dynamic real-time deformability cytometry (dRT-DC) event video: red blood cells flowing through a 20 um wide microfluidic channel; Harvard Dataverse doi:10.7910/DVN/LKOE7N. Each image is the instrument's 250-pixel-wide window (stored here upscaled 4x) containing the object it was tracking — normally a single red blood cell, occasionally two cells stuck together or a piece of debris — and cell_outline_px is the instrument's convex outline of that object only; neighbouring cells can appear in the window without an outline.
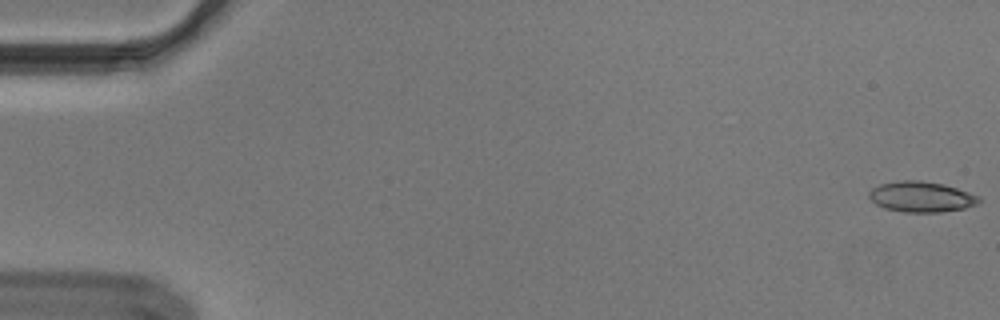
{"species": "Egyptian fruit bat (a non-hibernating species)", "species_latin": "Rousettus aegyptiacus", "temperature_condition": "cold", "stored_images_in_passage": 55, "segment_of_instrument_passage": [1, 2], "camera_frame_rate_fps": 3000, "um_per_image_px": 0.085, "animal": {"sex": "male"}, "frame": {"image": 1, "passage_image": 1, "time_ms": 0.0, "image_size_px": [1000, 320], "cell_outline_px": [[980, 200], [976, 204], [964, 208], [940, 212], [904, 212], [884, 208], [876, 204], [868, 196], [868, 192], [872, 188], [880, 184], [904, 180], [920, 180], [944, 184], [980, 196]], "centroid_in_image_um": [78.29, 16.72], "position_along_channel_um": 6.7, "area_um2": 19.48}}
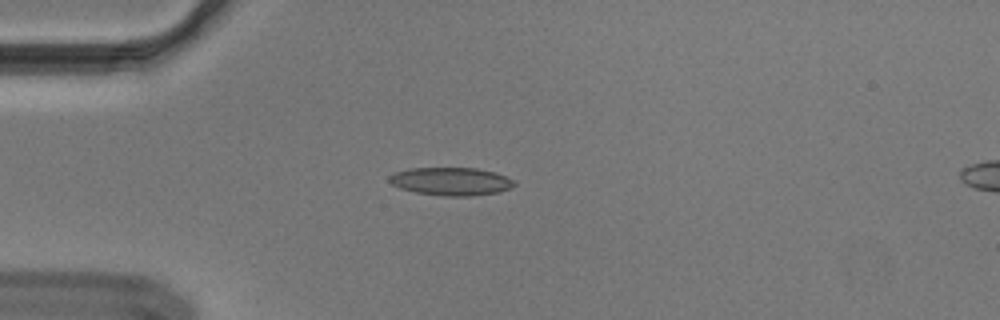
{"frame": {"image": 2, "passage_image": 15, "time_ms": 4.667, "image_size_px": [1000, 320], "cell_outline_px": [[516, 184], [500, 192], [472, 196], [444, 196], [416, 192], [400, 188], [392, 184], [388, 180], [388, 176], [396, 172], [408, 168], [476, 168], [496, 172], [516, 180]], "centroid_in_image_um": [38.36, 15.41], "position_along_channel_um": 46.6, "area_um2": 20.52}}
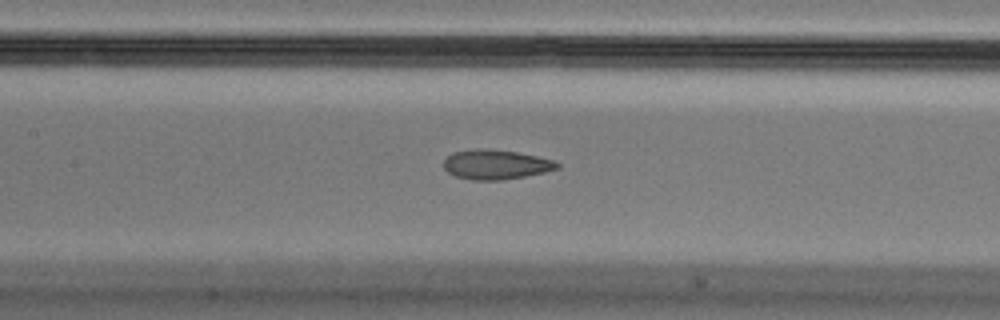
{"frame": {"image": 3, "passage_image": 26, "time_ms": 8.333, "image_size_px": [1000, 320], "cell_outline_px": [[560, 168], [544, 172], [524, 176], [500, 180], [472, 180], [456, 176], [448, 172], [444, 168], [444, 160], [452, 152], [476, 148], [484, 148], [516, 152], [556, 160], [560, 164]], "centroid_in_image_um": [42.15, 13.97], "position_along_channel_um": 165.2, "area_um2": 19.59}}